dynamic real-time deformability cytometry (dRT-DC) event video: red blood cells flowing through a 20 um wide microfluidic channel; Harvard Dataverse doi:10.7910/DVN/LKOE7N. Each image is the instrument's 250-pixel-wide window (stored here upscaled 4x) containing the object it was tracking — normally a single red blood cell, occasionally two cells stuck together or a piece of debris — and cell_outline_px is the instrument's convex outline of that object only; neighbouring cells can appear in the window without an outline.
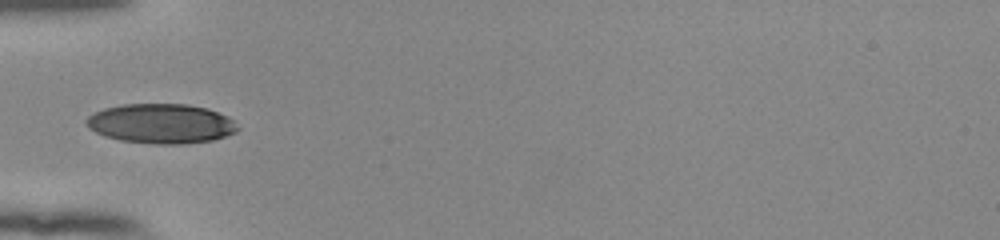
{"species": "human", "species_latin": "Homo sapiens", "temperature_condition": "room temperature", "stored_images_in_passage": 36, "camera_frame_rate_fps": 3000, "um_per_image_px": 0.085, "donor": {"sex": "female"}, "frame": {"image": 1, "passage_image": 1, "time_ms": 0.0, "image_size_px": [1000, 240], "cell_outline_px": [[240, 128], [236, 132], [212, 140], [184, 144], [156, 144], [120, 140], [104, 136], [88, 128], [84, 124], [84, 120], [88, 116], [104, 108], [124, 104], [188, 104], [208, 108], [228, 116]], "centroid_in_image_um": [13.68, 10.5], "position_along_channel_um": 71.3, "area_um2": 35.14}}
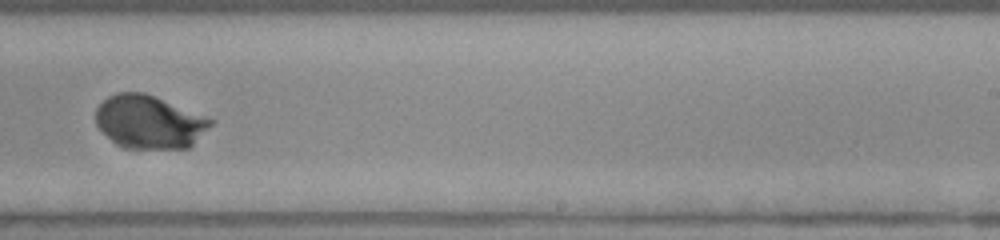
{"frame": {"image": 2, "passage_image": 17, "time_ms": 5.333, "image_size_px": [1000, 240], "cell_outline_px": [[216, 120], [188, 148], [128, 148], [112, 140], [96, 124], [96, 108], [108, 96], [116, 92], [144, 92]], "centroid_in_image_um": [12.69, 10.34], "position_along_channel_um": 276.3, "area_um2": 35.14}}
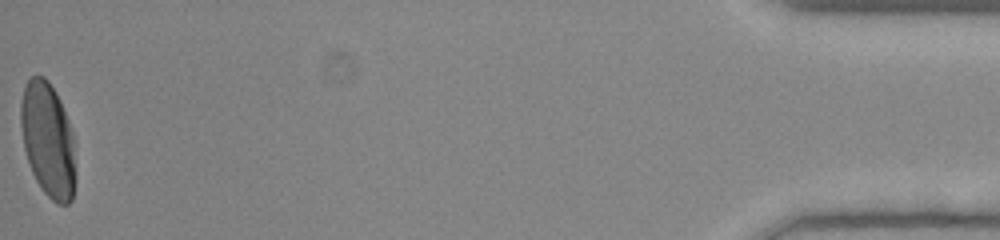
{"frame": {"image": 3, "passage_image": 36, "time_ms": 11.667, "image_size_px": [1000, 240], "cell_outline_px": [[76, 176], [72, 200], [68, 204], [56, 204], [40, 188], [32, 172], [24, 148], [20, 124], [20, 104], [24, 88], [28, 80], [32, 76], [44, 76], [48, 80], [56, 92], [60, 100], [68, 120], [72, 132], [76, 172]], "centroid_in_image_um": [4.08, 11.9], "position_along_channel_um": 431.1, "area_um2": 36.76}, "authors_computed_cell_mechanics": {"area_um2": 35.3158, "velocity_mm_per_s": 3.8581, "shape_relaxation_time_tau1_ms": 2.4783, "shape_relaxation_time_tau2_ms": null, "deformation_change_tau1": 0.1685, "deformation_change_tau2": null}}